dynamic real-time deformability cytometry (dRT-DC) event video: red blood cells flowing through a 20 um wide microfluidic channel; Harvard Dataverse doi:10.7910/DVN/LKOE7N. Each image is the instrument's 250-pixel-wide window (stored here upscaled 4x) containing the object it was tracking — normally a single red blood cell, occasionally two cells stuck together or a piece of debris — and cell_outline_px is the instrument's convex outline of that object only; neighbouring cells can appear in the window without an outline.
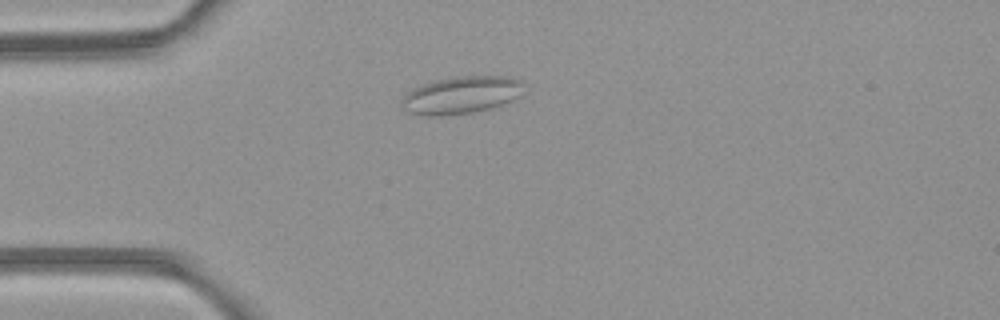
{"species": "common noctule bat (a hibernating species)", "species_latin": "Nyctalus noctula", "temperature_condition": "room temperature", "stored_images_in_passage": 2, "camera_frame_rate_fps": 3000, "um_per_image_px": 0.085, "animal": {"sex": "female", "body_mass_g": 21.9}, "frame": {"image": 1, "passage_image": 2, "time_ms": 2.0, "image_size_px": [1000, 320], "cell_outline_px": [[524, 84], [516, 96], [500, 104], [488, 108], [472, 112], [440, 116], [424, 116], [408, 112], [400, 104], [400, 100], [412, 88], [436, 80], [456, 76], [508, 76], [524, 80]], "centroid_in_image_um": [39.14, 8.07], "position_along_channel_um": 45.9, "area_um2": 26.3}}